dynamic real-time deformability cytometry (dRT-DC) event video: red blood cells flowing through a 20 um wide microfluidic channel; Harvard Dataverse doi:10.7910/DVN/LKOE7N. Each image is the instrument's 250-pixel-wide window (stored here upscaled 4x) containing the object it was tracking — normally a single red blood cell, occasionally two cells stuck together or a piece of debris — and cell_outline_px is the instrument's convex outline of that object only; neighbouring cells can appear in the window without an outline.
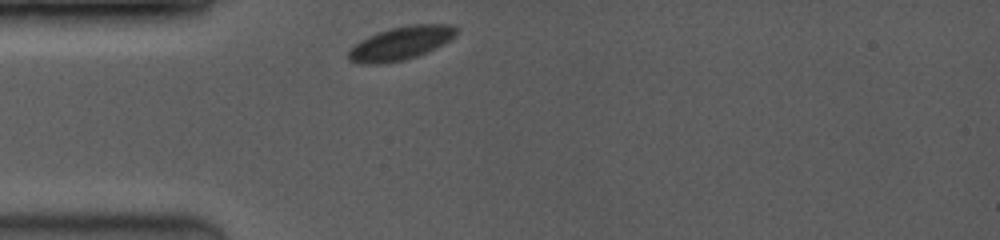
{"species": "common noctule bat (a hibernating species)", "species_latin": "Nyctalus noctula", "temperature_condition": "room temperature", "stored_images_in_passage": 33, "camera_frame_rate_fps": 3500, "um_per_image_px": 0.085, "animal": {"sex": "female", "body_mass_g": 19.0, "forearm_length_mm": 53.3}, "frame": {"image": 1, "passage_image": 1, "time_ms": 0.0, "image_size_px": [1000, 240], "cell_outline_px": [[456, 36], [444, 44], [416, 56], [404, 60], [380, 64], [360, 64], [348, 60], [348, 52], [360, 40], [368, 36], [392, 28], [412, 24], [452, 24], [456, 28]], "centroid_in_image_um": [34.07, 3.68], "position_along_channel_um": 50.9, "area_um2": 20.81}}
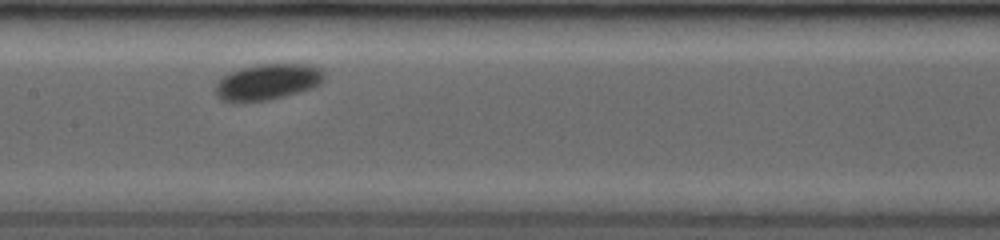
{"frame": {"image": 2, "passage_image": 15, "time_ms": 3.714, "image_size_px": [1000, 240], "cell_outline_px": [[324, 80], [320, 84], [312, 88], [264, 100], [236, 104], [220, 100], [216, 92], [216, 84], [228, 72], [240, 68], [256, 64], [308, 64], [320, 68], [324, 72]], "centroid_in_image_um": [22.71, 6.96], "position_along_channel_um": 184.7, "area_um2": 22.89}}
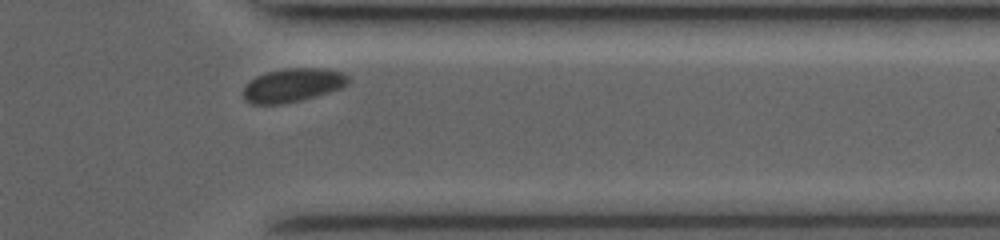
{"frame": {"image": 3, "passage_image": 30, "time_ms": 8.857, "image_size_px": [1000, 240], "cell_outline_px": [[352, 80], [348, 84], [340, 88], [316, 96], [300, 100], [280, 104], [252, 104], [244, 100], [244, 88], [256, 76], [268, 72], [288, 68], [324, 68], [344, 72]], "centroid_in_image_um": [24.93, 7.23], "position_along_channel_um": 386.5, "area_um2": 20.46}, "authors_computed_cell_mechanics": {"area_um2": 21.097, "velocity_mm_per_s": 3.8868, "shape_relaxation_time_tau1_ms": 0.6448, "shape_relaxation_time_tau2_ms": null, "deformation_change_tau1": 0.0374, "deformation_change_tau2": null}}